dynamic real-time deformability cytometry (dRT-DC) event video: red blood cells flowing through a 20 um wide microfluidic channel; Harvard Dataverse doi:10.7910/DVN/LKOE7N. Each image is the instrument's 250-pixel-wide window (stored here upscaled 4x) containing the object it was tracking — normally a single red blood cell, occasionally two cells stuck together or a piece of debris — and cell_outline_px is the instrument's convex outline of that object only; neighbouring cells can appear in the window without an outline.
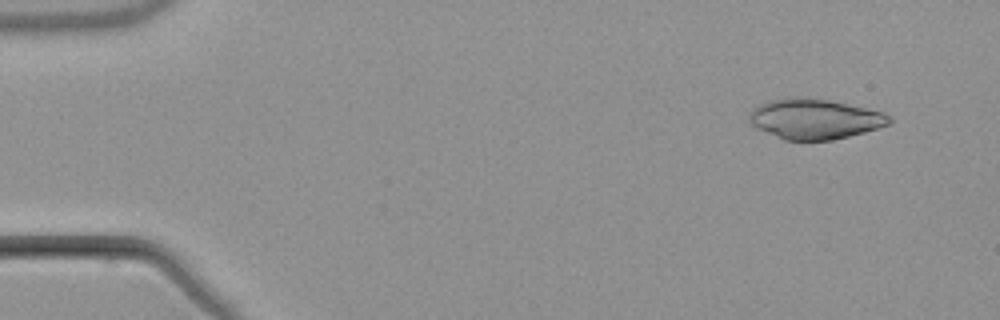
{"species": "common noctule bat (a hibernating species)", "species_latin": "Nyctalus noctula", "temperature_condition": "warm", "stored_images_in_passage": 4, "camera_frame_rate_fps": 3000, "um_per_image_px": 0.085, "animal": {"sex": "male", "body_mass_g": 21.5, "forearm_length_mm": 52.0}, "frame": {"image": 1, "passage_image": 1, "time_ms": 0.0, "image_size_px": [1000, 320], "cell_outline_px": [[892, 120], [888, 124], [864, 132], [832, 140], [784, 140], [756, 128], [748, 120], [748, 116], [752, 108], [756, 104], [768, 100], [784, 96], [788, 96], [828, 100], [868, 108], [884, 112], [892, 116]], "centroid_in_image_um": [69.2, 10.09], "position_along_channel_um": 15.8, "area_um2": 33.06}}